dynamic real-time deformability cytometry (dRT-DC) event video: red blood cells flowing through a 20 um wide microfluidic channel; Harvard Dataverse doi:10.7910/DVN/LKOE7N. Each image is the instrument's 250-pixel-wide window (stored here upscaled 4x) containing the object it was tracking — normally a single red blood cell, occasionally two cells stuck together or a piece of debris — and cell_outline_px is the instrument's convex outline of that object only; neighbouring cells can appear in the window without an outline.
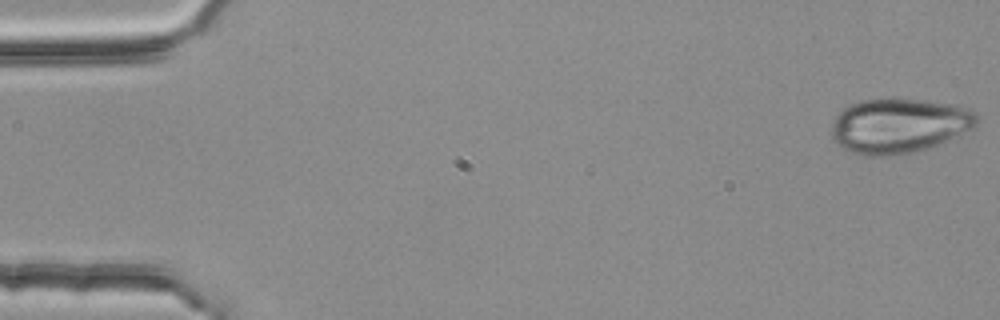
{"species": "common noctule bat (a hibernating species)", "species_latin": "Nyctalus noctula", "temperature_condition": "room temperature", "stored_images_in_passage": 4, "camera_frame_rate_fps": 3000, "um_per_image_px": 0.085, "animal": {"sex": "female", "body_mass_g": 25.1}, "frame": {"image": 1, "passage_image": 1, "time_ms": 0.0, "image_size_px": [1000, 320], "cell_outline_px": [[976, 124], [972, 128], [936, 144], [916, 152], [888, 156], [864, 156], [840, 148], [832, 140], [832, 124], [836, 116], [848, 104], [860, 100], [880, 96], [892, 96], [924, 100], [948, 104], [968, 108], [976, 112]], "centroid_in_image_um": [76.32, 10.65], "position_along_channel_um": 8.7, "area_um2": 46.93}}